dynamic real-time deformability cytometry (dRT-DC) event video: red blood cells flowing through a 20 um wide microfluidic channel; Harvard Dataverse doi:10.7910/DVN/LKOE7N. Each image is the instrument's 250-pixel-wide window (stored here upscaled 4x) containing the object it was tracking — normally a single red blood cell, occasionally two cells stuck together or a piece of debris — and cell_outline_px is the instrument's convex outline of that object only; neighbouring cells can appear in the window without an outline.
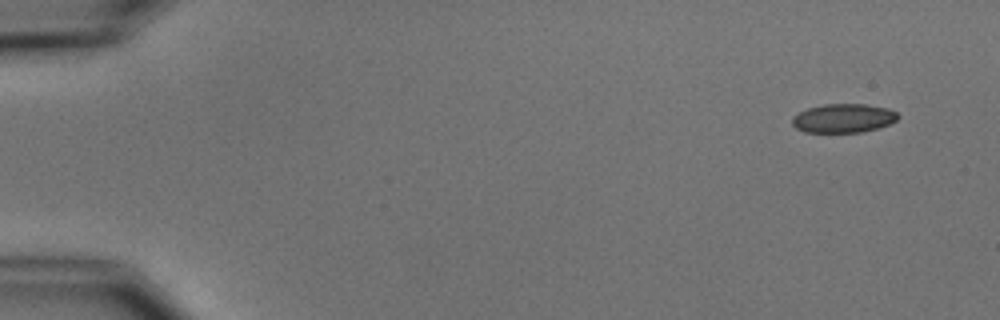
{"species": "common noctule bat (a hibernating species)", "species_latin": "Nyctalus noctula", "temperature_condition": "cold", "stored_images_in_passage": 6, "camera_frame_rate_fps": 3000, "um_per_image_px": 0.085, "animal": {"sex": "male", "body_mass_g": 15.6}, "frame": {"image": 1, "passage_image": 1, "time_ms": 0.0, "image_size_px": [1000, 320], "cell_outline_px": [[900, 116], [896, 120], [888, 124], [876, 128], [860, 132], [804, 132], [796, 128], [792, 124], [792, 116], [808, 108], [824, 104], [864, 104], [888, 108], [896, 112]], "centroid_in_image_um": [71.67, 10.04], "position_along_channel_um": 13.3, "area_um2": 17.69}}
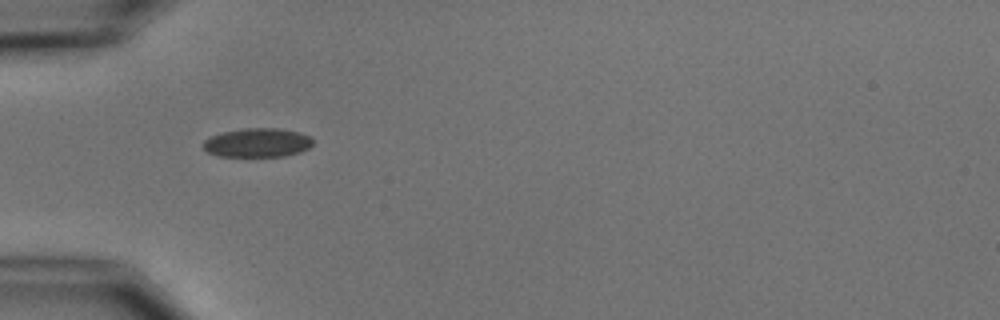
{"frame": {"image": 2, "passage_image": 5, "time_ms": 4.667, "image_size_px": [1000, 320], "cell_outline_px": [[312, 144], [308, 148], [300, 152], [284, 156], [220, 156], [208, 152], [204, 148], [204, 140], [212, 136], [224, 132], [244, 128], [280, 128], [300, 132], [312, 136]], "centroid_in_image_um": [21.93, 12.12], "position_along_channel_um": 63.1, "area_um2": 18.44}}